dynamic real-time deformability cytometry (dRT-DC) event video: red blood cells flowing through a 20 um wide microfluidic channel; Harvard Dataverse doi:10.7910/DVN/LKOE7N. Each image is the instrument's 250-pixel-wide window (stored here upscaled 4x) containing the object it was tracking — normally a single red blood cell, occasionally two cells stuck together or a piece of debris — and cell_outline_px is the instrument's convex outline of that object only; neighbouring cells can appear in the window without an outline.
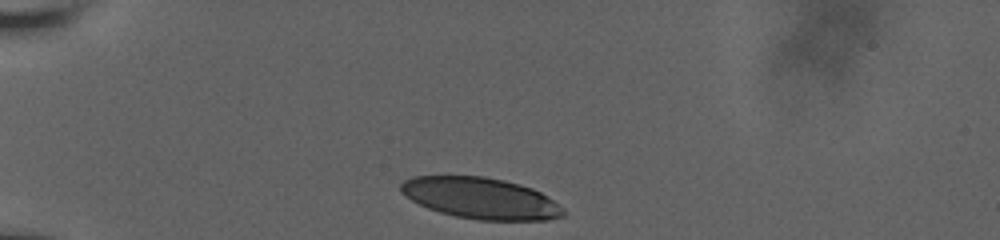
{"species": "human", "species_latin": "Homo sapiens", "temperature_condition": "room temperature", "stored_images_in_passage": 33, "camera_frame_rate_fps": 3000, "um_per_image_px": 0.085, "donor": {"sex": "male"}, "frame": {"image": 1, "passage_image": 1, "time_ms": 0.0, "image_size_px": [1000, 240], "cell_outline_px": [[564, 216], [548, 220], [480, 220], [456, 216], [440, 212], [428, 208], [404, 196], [400, 188], [400, 184], [404, 180], [412, 176], [484, 176], [504, 180], [520, 184], [532, 188], [540, 192], [564, 208]], "centroid_in_image_um": [40.85, 16.84], "position_along_channel_um": 44.1, "area_um2": 38.96}}
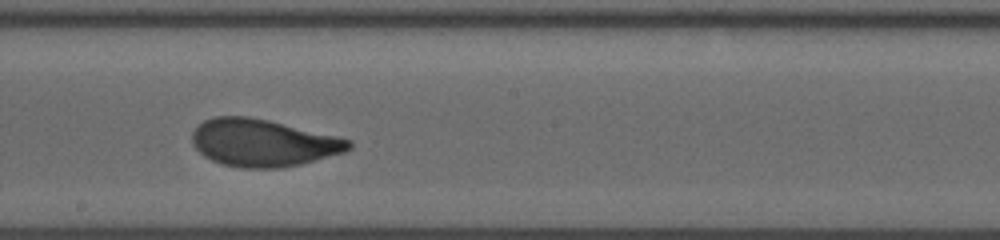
{"frame": {"image": 2, "passage_image": 19, "time_ms": 6.0, "image_size_px": [1000, 240], "cell_outline_px": [[352, 148], [344, 152], [300, 164], [280, 168], [240, 168], [220, 164], [204, 156], [192, 144], [192, 132], [204, 120], [216, 116], [248, 116], [268, 120], [340, 136], [352, 140]], "centroid_in_image_um": [22.37, 12.14], "position_along_channel_um": 225.8, "area_um2": 43.35}}
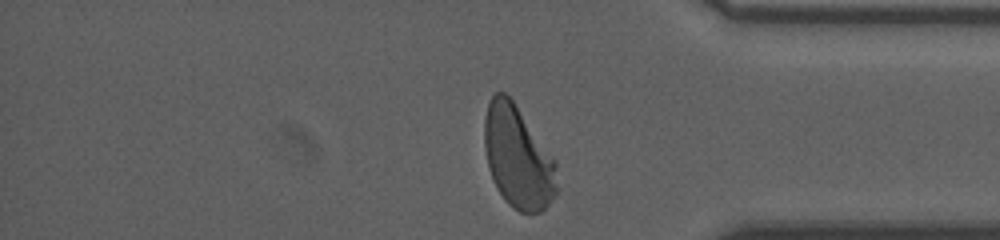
{"frame": {"image": 3, "passage_image": 33, "time_ms": 10.667, "image_size_px": [1000, 240], "cell_outline_px": [[560, 188], [556, 196], [540, 212], [520, 212], [512, 208], [504, 200], [496, 188], [492, 180], [488, 168], [484, 144], [484, 120], [488, 104], [492, 96], [496, 92], [504, 92], [512, 100], [556, 160]], "centroid_in_image_um": [44.04, 13.41], "position_along_channel_um": 391.2, "area_um2": 43.7}, "authors_computed_cell_mechanics": {"area_um2": 42.9454, "velocity_mm_per_s": 3.7763, "shape_relaxation_time_tau1_ms": 3.77, "shape_relaxation_time_tau2_ms": 0.7302, "deformation_change_tau1": 0.1704, "deformation_change_tau2": 0.0636}}